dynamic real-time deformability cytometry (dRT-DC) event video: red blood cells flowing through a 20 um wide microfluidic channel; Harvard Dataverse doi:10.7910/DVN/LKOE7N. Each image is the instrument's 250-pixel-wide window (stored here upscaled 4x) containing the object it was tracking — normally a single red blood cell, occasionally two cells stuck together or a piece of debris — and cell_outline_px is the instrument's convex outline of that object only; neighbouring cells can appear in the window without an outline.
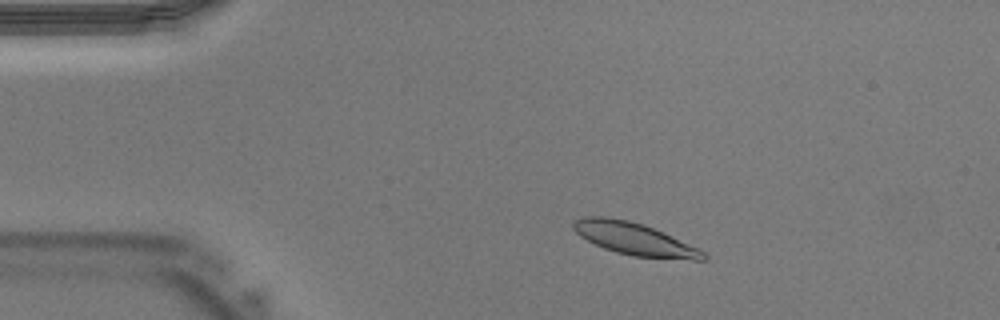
{"species": "Egyptian fruit bat (a non-hibernating species)", "species_latin": "Rousettus aegyptiacus", "temperature_condition": "warm", "stored_images_in_passage": 39, "camera_frame_rate_fps": 3000, "um_per_image_px": 0.085, "animal": {"sex": "male"}, "frame": {"image": 1, "passage_image": 5, "time_ms": 1.333, "image_size_px": [1000, 320], "cell_outline_px": [[708, 260], [692, 260], [632, 256], [616, 252], [604, 248], [580, 236], [572, 228], [572, 224], [576, 220], [584, 216], [604, 216], [628, 220], [644, 224], [700, 248], [708, 256]], "centroid_in_image_um": [53.97, 20.31], "position_along_channel_um": 31.0, "area_um2": 24.57}}
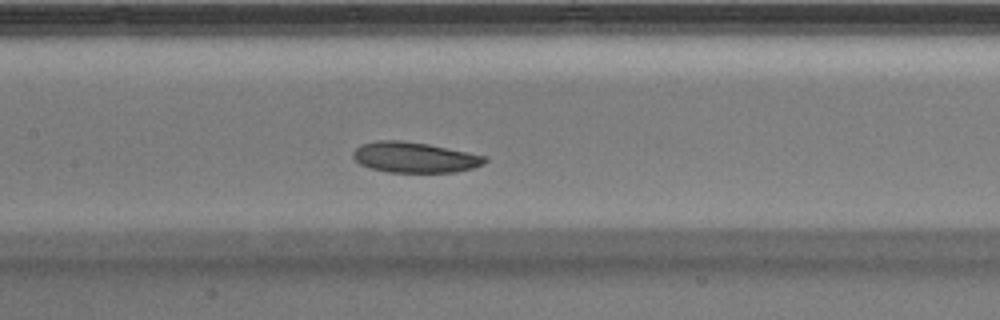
{"frame": {"image": 2, "passage_image": 17, "time_ms": 5.333, "image_size_px": [1000, 320], "cell_outline_px": [[488, 160], [484, 164], [472, 168], [456, 172], [388, 172], [372, 168], [360, 164], [352, 156], [352, 152], [356, 148], [364, 144], [380, 140], [400, 140], [428, 144], [488, 156]], "centroid_in_image_um": [35.28, 13.38], "position_along_channel_um": 172.1, "area_um2": 23.35}}
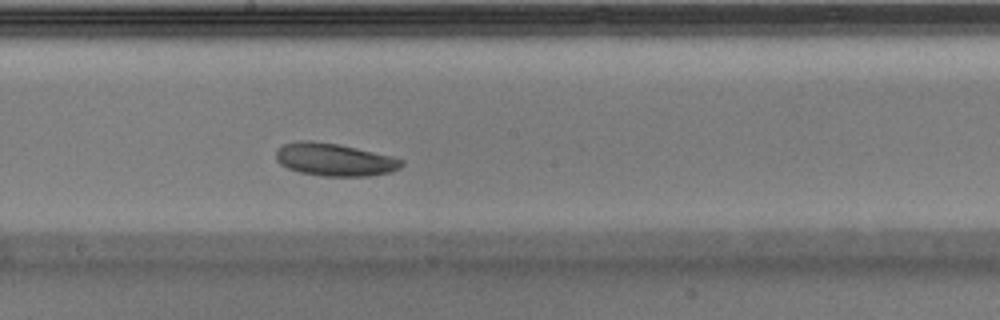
{"frame": {"image": 3, "passage_image": 20, "time_ms": 6.333, "image_size_px": [1000, 320], "cell_outline_px": [[404, 164], [400, 168], [392, 172], [368, 176], [324, 176], [300, 172], [288, 168], [280, 164], [276, 160], [276, 148], [284, 144], [300, 140], [308, 140], [336, 144], [356, 148], [392, 156], [404, 160]], "centroid_in_image_um": [28.43, 13.57], "position_along_channel_um": 219.8, "area_um2": 23.93}}